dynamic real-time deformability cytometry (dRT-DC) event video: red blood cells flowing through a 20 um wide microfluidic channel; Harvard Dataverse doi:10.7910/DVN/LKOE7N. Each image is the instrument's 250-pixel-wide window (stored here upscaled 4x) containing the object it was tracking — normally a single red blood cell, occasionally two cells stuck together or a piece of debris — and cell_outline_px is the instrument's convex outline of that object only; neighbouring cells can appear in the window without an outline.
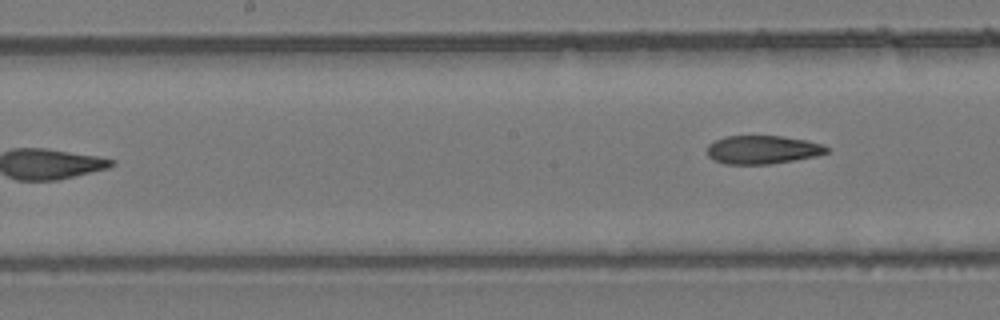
{"species": "common noctule bat (a hibernating species)", "species_latin": "Nyctalus noctula", "temperature_condition": "room temperature", "stored_images_in_passage": 8, "camera_frame_rate_fps": 3000, "um_per_image_px": 0.085, "animal": {"sex": "female", "body_mass_g": 24.6, "forearm_length_mm": 56.2}, "frame": {"image": 1, "passage_image": 8, "time_ms": 9.333, "image_size_px": [1000, 320], "cell_outline_px": [[828, 152], [816, 156], [768, 164], [724, 164], [712, 160], [708, 156], [708, 144], [724, 136], [780, 136], [804, 140], [824, 144], [828, 148]], "centroid_in_image_um": [64.79, 12.72], "position_along_channel_um": 183.4, "area_um2": 19.71}}